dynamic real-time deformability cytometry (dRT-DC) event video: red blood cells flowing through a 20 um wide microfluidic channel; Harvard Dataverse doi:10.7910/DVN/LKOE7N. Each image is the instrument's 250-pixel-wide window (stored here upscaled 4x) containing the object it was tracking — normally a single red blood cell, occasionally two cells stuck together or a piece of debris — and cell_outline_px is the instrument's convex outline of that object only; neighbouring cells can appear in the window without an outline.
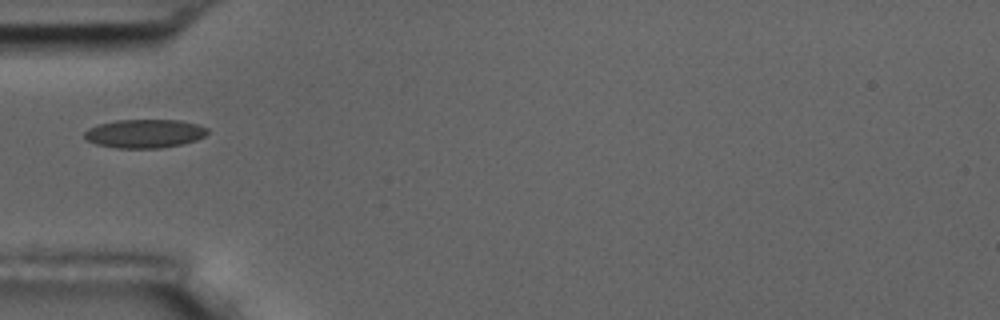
{"species": "common noctule bat (a hibernating species)", "species_latin": "Nyctalus noctula", "temperature_condition": "room temperature", "stored_images_in_passage": 4, "camera_frame_rate_fps": 3000, "um_per_image_px": 0.085, "animal": {"sex": "male", "body_mass_g": 17.5, "forearm_length_mm": 52.3}, "frame": {"image": 1, "passage_image": 1, "time_ms": 0.0, "image_size_px": [1000, 320], "cell_outline_px": [[208, 132], [204, 136], [196, 140], [180, 144], [160, 148], [116, 148], [96, 144], [84, 140], [84, 132], [88, 128], [96, 124], [116, 120], [180, 120], [196, 124], [208, 128]], "centroid_in_image_um": [12.24, 11.35], "position_along_channel_um": 72.8, "area_um2": 20.63}}
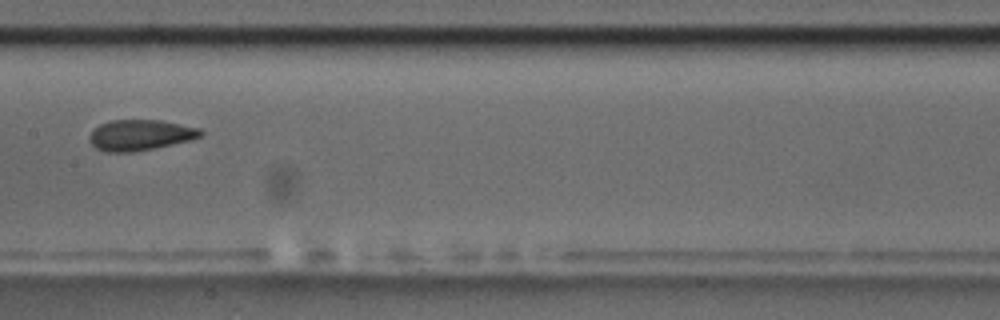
{"frame": {"image": 2, "passage_image": 4, "time_ms": 3.333, "image_size_px": [1000, 320], "cell_outline_px": [[204, 132], [200, 136], [192, 140], [136, 152], [104, 152], [96, 148], [88, 140], [88, 136], [100, 124], [108, 120], [160, 120], [200, 128]], "centroid_in_image_um": [11.91, 11.48], "position_along_channel_um": 195.5, "area_um2": 20.06}}